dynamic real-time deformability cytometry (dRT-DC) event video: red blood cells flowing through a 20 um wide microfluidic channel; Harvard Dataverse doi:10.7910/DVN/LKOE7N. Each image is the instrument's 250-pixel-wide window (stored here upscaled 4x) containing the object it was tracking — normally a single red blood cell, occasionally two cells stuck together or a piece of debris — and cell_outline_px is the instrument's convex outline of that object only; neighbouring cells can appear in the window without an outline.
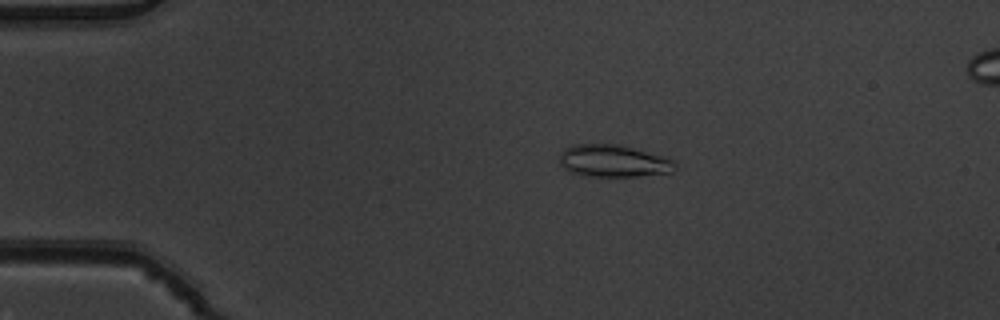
{"species": "common noctule bat (a hibernating species)", "species_latin": "Nyctalus noctula", "temperature_condition": "warm", "stored_images_in_passage": 5, "camera_frame_rate_fps": 3000, "um_per_image_px": 0.085, "animal": {"sex": "male", "body_mass_g": 19.5, "forearm_length_mm": 54.6}, "frame": {"image": 1, "passage_image": 3, "time_ms": 0.667, "image_size_px": [1000, 320], "cell_outline_px": [[676, 168], [672, 172], [636, 176], [580, 176], [568, 172], [560, 164], [560, 152], [564, 148], [572, 144], [616, 144], [664, 156], [672, 160], [676, 164]], "centroid_in_image_um": [52.08, 13.69], "position_along_channel_um": 32.9, "area_um2": 21.79}}